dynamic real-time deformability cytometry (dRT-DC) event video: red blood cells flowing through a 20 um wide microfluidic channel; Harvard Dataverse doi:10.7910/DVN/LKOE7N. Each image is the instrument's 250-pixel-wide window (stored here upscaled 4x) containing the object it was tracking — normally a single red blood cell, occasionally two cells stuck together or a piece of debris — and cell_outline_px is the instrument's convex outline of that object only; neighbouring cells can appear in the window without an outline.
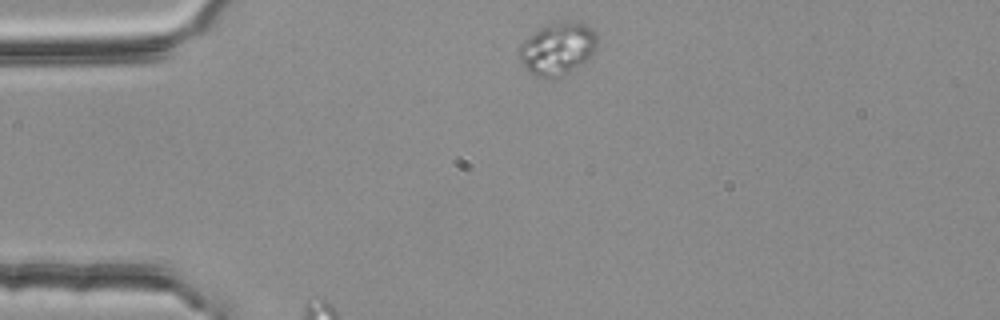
{"species": "common noctule bat (a hibernating species)", "species_latin": "Nyctalus noctula", "temperature_condition": "room temperature", "stored_images_in_passage": 48, "camera_frame_rate_fps": 3000, "um_per_image_px": 0.085, "animal": {"sex": "female", "body_mass_g": 25.1}, "frame": {"image": 1, "passage_image": 1, "time_ms": 0.0, "image_size_px": [1000, 320], "cell_outline_px": [[596, 44], [592, 56], [584, 64], [560, 80], [552, 80], [536, 76], [528, 72], [524, 68], [520, 60], [520, 44], [524, 40], [540, 28], [548, 24], [560, 20], [580, 20], [588, 24], [596, 32]], "centroid_in_image_um": [47.44, 4.16], "position_along_channel_um": 37.6, "area_um2": 24.85}}
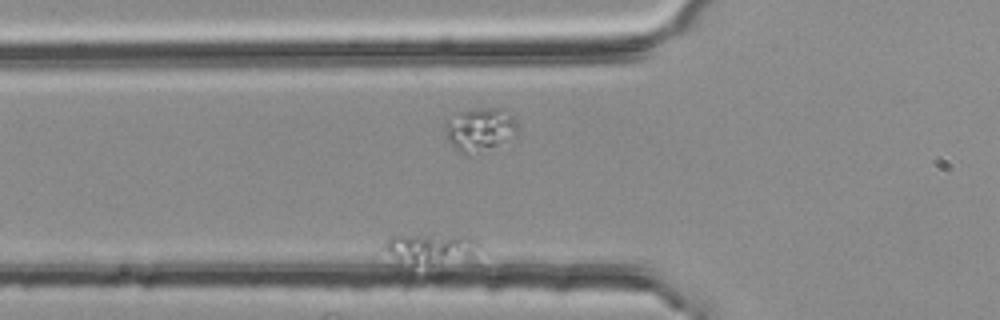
{"frame": {"image": 2, "passage_image": 8, "time_ms": 2.333, "image_size_px": [1000, 320], "cell_outline_px": [[480, 244], [468, 252], [408, 268], [400, 268], [380, 248], [392, 236], [464, 236], [476, 240]], "centroid_in_image_um": [36.18, 21.15], "position_along_channel_um": 89.6, "area_um2": 15.61}}